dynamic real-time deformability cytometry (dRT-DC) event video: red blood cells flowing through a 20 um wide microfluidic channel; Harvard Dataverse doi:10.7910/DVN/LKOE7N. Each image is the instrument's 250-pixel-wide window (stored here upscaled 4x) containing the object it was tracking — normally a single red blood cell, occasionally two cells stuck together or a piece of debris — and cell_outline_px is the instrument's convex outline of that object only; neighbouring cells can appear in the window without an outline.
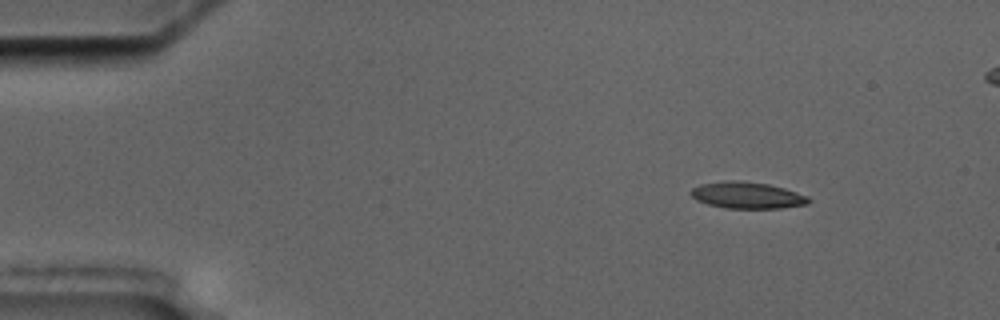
{"species": "common noctule bat (a hibernating species)", "species_latin": "Nyctalus noctula", "temperature_condition": "cold", "stored_images_in_passage": 4, "camera_frame_rate_fps": 3000, "um_per_image_px": 0.085, "animal": {"sex": "male", "body_mass_g": 17.5, "forearm_length_mm": 52.3}, "frame": {"image": 1, "passage_image": 1, "time_ms": 0.0, "image_size_px": [1000, 320], "cell_outline_px": [[812, 200], [808, 204], [780, 208], [724, 208], [708, 204], [696, 200], [688, 192], [692, 188], [700, 184], [728, 180], [740, 180], [768, 184], [784, 188], [808, 196]], "centroid_in_image_um": [63.49, 16.59], "position_along_channel_um": 21.5, "area_um2": 18.32}}